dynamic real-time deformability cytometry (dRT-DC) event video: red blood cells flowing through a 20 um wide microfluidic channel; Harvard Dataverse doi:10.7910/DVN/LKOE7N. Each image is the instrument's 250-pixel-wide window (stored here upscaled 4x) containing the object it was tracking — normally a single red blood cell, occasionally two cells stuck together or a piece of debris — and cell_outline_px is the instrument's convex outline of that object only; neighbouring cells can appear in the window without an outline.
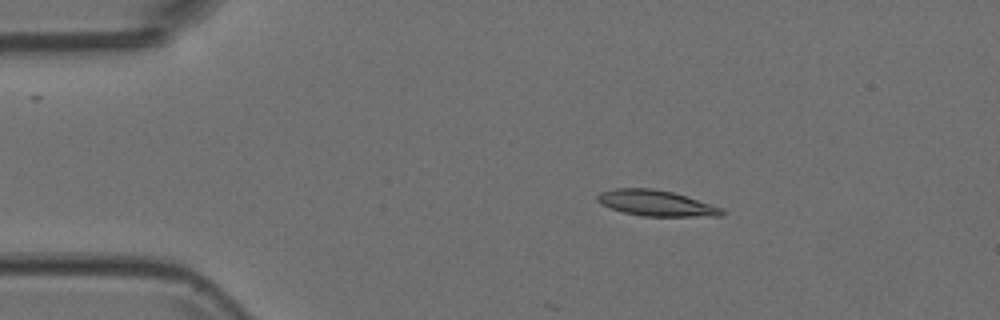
{"species": "Egyptian fruit bat (a non-hibernating species)", "species_latin": "Rousettus aegyptiacus", "temperature_condition": "room temperature", "stored_images_in_passage": 5, "camera_frame_rate_fps": 3000, "um_per_image_px": 0.085, "animal": {"sex": "female"}, "frame": {"image": 1, "passage_image": 3, "time_ms": 0.667, "image_size_px": [1000, 320], "cell_outline_px": [[724, 216], [640, 216], [624, 212], [600, 204], [596, 200], [596, 196], [600, 192], [612, 188], [652, 188], [672, 192], [720, 208], [724, 212]], "centroid_in_image_um": [55.68, 17.26], "position_along_channel_um": 29.3, "area_um2": 18.44}}
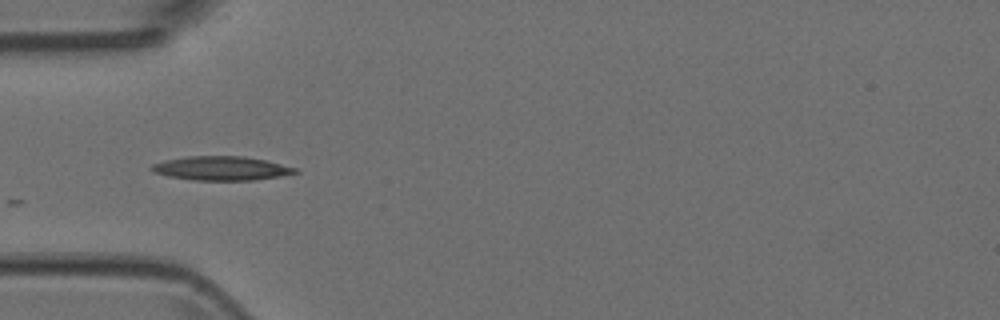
{"frame": {"image": 2, "passage_image": 5, "time_ms": 1.333, "image_size_px": [1000, 320], "cell_outline_px": [[300, 172], [280, 176], [256, 180], [192, 180], [168, 176], [156, 172], [148, 168], [152, 164], [168, 160], [188, 156], [244, 156], [264, 160], [296, 168]], "centroid_in_image_um": [18.82, 14.31], "position_along_channel_um": 66.2, "area_um2": 19.88}}